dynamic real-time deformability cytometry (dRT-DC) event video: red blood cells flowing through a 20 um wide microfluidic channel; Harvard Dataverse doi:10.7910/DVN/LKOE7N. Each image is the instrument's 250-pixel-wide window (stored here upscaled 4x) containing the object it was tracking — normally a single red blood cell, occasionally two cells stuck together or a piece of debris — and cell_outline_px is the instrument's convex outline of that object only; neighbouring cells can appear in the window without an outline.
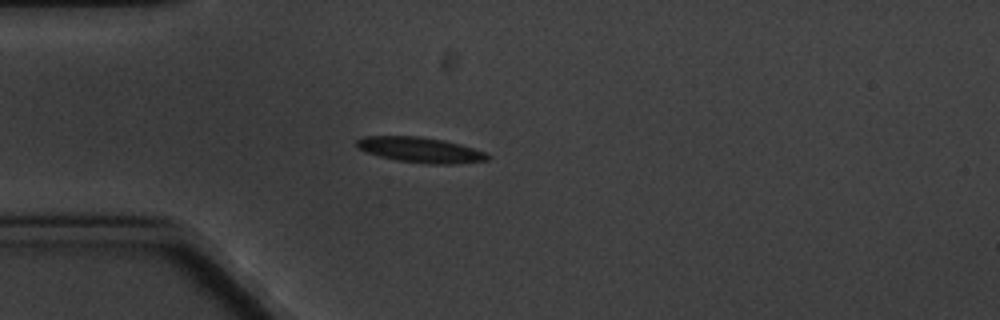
{"species": "common noctule bat (a hibernating species)", "species_latin": "Nyctalus noctula", "temperature_condition": "cold", "stored_images_in_passage": 8, "camera_frame_rate_fps": 3000, "um_per_image_px": 0.085, "animal": {"sex": "male", "body_mass_g": 20.1, "forearm_length_mm": 53.5}, "frame": {"image": 1, "passage_image": 1, "time_ms": 0.0, "image_size_px": [1000, 320], "cell_outline_px": [[492, 156], [488, 160], [456, 164], [428, 164], [396, 160], [380, 156], [356, 148], [356, 140], [364, 136], [416, 136], [444, 140], [460, 144], [488, 152]], "centroid_in_image_um": [35.78, 12.74], "position_along_channel_um": 49.2, "area_um2": 19.48}}
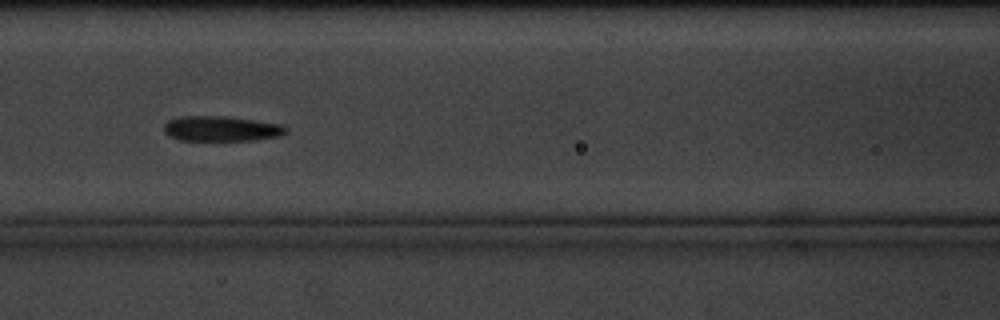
{"frame": {"image": 2, "passage_image": 4, "time_ms": 3.333, "image_size_px": [1000, 320], "cell_outline_px": [[288, 132], [280, 136], [256, 140], [180, 140], [168, 136], [164, 132], [164, 124], [168, 120], [180, 116], [224, 116], [284, 124], [288, 128]], "centroid_in_image_um": [18.83, 10.93], "position_along_channel_um": 147.8, "area_um2": 18.09}}